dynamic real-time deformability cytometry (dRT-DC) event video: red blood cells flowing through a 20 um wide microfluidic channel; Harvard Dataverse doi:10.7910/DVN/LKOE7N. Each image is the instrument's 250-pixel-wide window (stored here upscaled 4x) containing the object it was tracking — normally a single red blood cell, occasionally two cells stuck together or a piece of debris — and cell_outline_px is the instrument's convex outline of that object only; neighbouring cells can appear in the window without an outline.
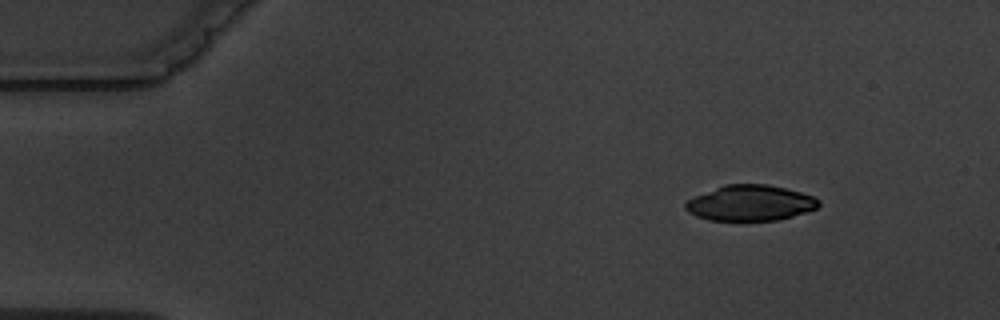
{"species": "common noctule bat (a hibernating species)", "species_latin": "Nyctalus noctula", "temperature_condition": "warm", "stored_images_in_passage": 7, "segment_of_instrument_passage": [2, 2], "camera_frame_rate_fps": 3000, "um_per_image_px": 0.085, "animal": {"sex": "male", "body_mass_g": 19.5, "forearm_length_mm": 54.6}, "frame": {"image": 1, "passage_image": 7, "time_ms": 7.0, "image_size_px": [1000, 320], "cell_outline_px": [[820, 204], [816, 208], [792, 216], [776, 220], [708, 220], [696, 216], [688, 212], [684, 208], [684, 204], [688, 200], [696, 196], [724, 184], [768, 184], [800, 192], [812, 196], [820, 200]], "centroid_in_image_um": [63.75, 17.25], "position_along_channel_um": 21.2, "area_um2": 27.4}}